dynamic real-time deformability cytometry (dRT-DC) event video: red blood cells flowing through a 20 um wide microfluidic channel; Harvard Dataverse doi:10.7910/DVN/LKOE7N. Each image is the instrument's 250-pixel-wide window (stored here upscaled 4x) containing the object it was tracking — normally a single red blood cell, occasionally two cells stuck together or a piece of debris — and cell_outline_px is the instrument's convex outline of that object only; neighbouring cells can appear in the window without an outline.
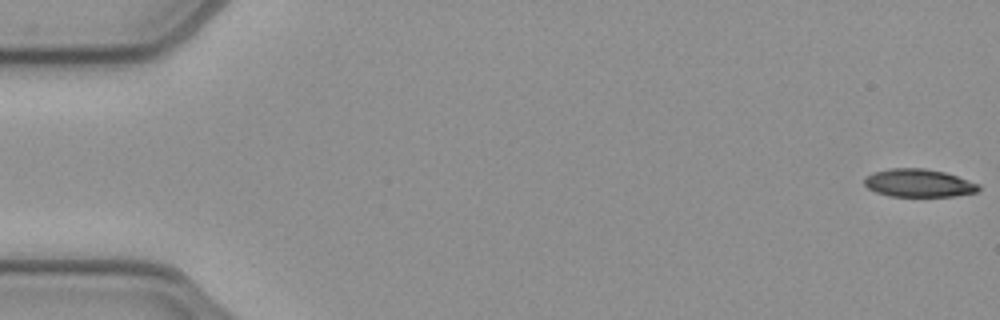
{"species": "common noctule bat (a hibernating species)", "species_latin": "Nyctalus noctula", "temperature_condition": "cold", "stored_images_in_passage": 52, "camera_frame_rate_fps": 3000, "um_per_image_px": 0.085, "animal": {"sex": "female", "body_mass_g": 21.9}, "frame": {"image": 1, "passage_image": 1, "time_ms": 0.0, "image_size_px": [1000, 320], "cell_outline_px": [[980, 188], [976, 192], [956, 196], [888, 196], [876, 192], [868, 188], [864, 184], [864, 176], [872, 172], [888, 168], [924, 168], [944, 172], [980, 184]], "centroid_in_image_um": [78.05, 15.55], "position_along_channel_um": 7.0, "area_um2": 18.73}}
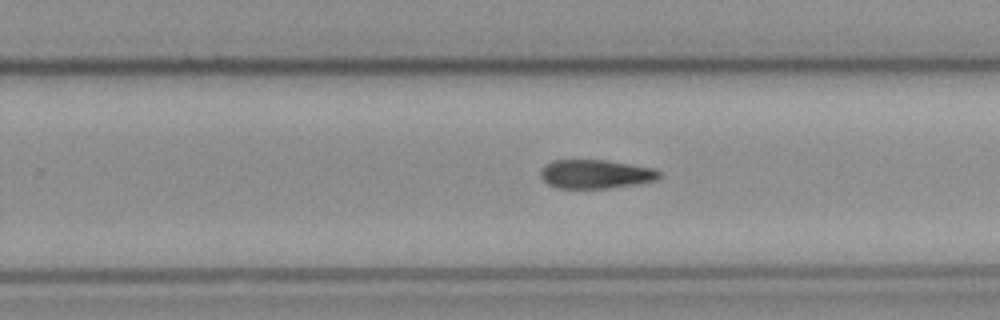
{"frame": {"image": 2, "passage_image": 33, "time_ms": 10.667, "image_size_px": [1000, 320], "cell_outline_px": [[660, 180], [640, 184], [608, 188], [556, 188], [548, 184], [540, 176], [540, 172], [552, 160], [604, 160], [656, 168], [660, 172]], "centroid_in_image_um": [50.7, 14.81], "position_along_channel_um": 279.1, "area_um2": 20.06}}
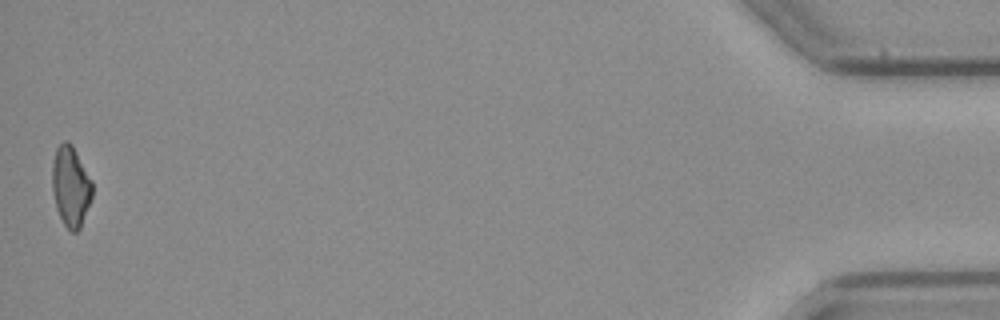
{"frame": {"image": 3, "passage_image": 52, "time_ms": 17.0, "image_size_px": [1000, 320], "cell_outline_px": [[92, 196], [80, 228], [76, 232], [72, 232], [64, 224], [56, 208], [52, 192], [52, 164], [56, 148], [64, 140], [68, 140], [72, 144], [92, 180]], "centroid_in_image_um": [6.0, 15.81], "position_along_channel_um": 429.2, "area_um2": 18.79}}